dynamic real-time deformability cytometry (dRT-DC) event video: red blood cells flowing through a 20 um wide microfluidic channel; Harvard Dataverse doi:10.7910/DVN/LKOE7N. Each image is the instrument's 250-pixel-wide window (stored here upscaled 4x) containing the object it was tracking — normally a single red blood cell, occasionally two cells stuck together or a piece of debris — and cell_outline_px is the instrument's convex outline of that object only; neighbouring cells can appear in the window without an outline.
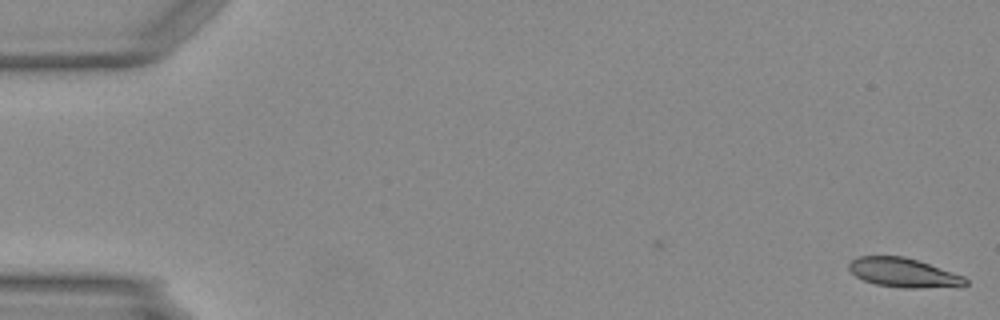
{"species": "Egyptian fruit bat (a non-hibernating species)", "species_latin": "Rousettus aegyptiacus", "temperature_condition": "warm", "stored_images_in_passage": 50, "camera_frame_rate_fps": 3000, "um_per_image_px": 0.085, "animal": {"sex": "female"}, "frame": {"image": 1, "passage_image": 1, "time_ms": 0.0, "image_size_px": [1000, 320], "cell_outline_px": [[968, 284], [960, 288], [904, 288], [876, 284], [864, 280], [856, 276], [848, 268], [848, 264], [852, 260], [860, 256], [904, 256], [964, 276], [968, 280]], "centroid_in_image_um": [76.86, 23.2], "position_along_channel_um": 8.1, "area_um2": 19.94}}
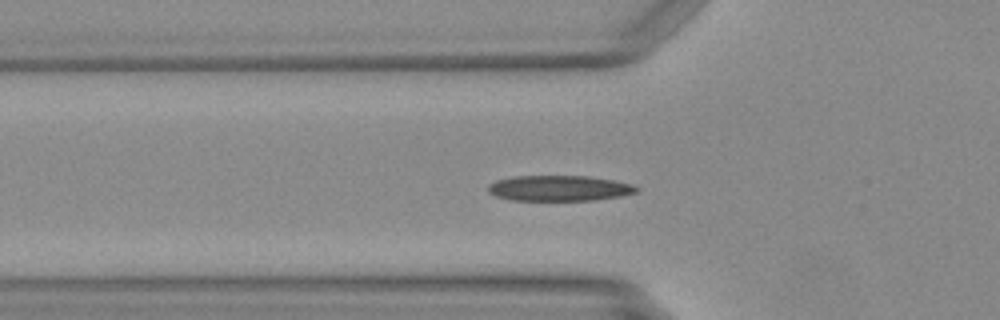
{"frame": {"image": 2, "passage_image": 17, "time_ms": 5.333, "image_size_px": [1000, 320], "cell_outline_px": [[640, 188], [636, 192], [620, 196], [592, 200], [512, 200], [496, 196], [488, 192], [488, 184], [496, 180], [512, 176], [588, 176], [612, 180], [632, 184]], "centroid_in_image_um": [47.5, 15.99], "position_along_channel_um": 78.3, "area_um2": 22.02}}
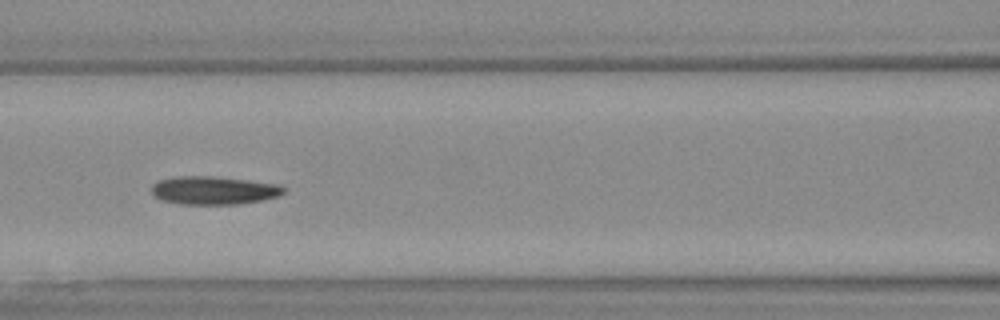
{"frame": {"image": 3, "passage_image": 22, "time_ms": 7.0, "image_size_px": [1000, 320], "cell_outline_px": [[288, 188], [280, 196], [260, 200], [236, 204], [180, 204], [164, 200], [156, 196], [152, 192], [152, 184], [160, 180], [176, 176], [212, 176], [248, 180], [280, 184]], "centroid_in_image_um": [18.22, 16.17], "position_along_channel_um": 148.4, "area_um2": 21.68}}